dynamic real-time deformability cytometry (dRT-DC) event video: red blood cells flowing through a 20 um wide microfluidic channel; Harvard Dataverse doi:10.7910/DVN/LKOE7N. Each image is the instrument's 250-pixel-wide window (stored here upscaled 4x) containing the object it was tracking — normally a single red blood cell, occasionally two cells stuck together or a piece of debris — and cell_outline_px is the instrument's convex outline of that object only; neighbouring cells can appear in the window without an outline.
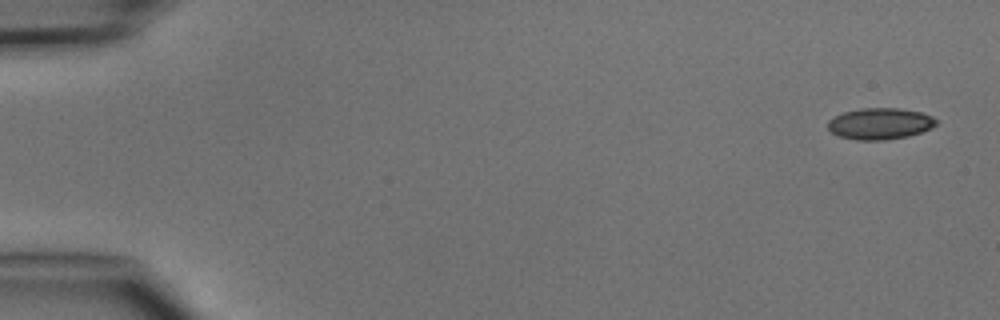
{"species": "common noctule bat (a hibernating species)", "species_latin": "Nyctalus noctula", "temperature_condition": "cold", "stored_images_in_passage": 4, "camera_frame_rate_fps": 3000, "um_per_image_px": 0.085, "animal": {"sex": "male", "body_mass_g": 15.6}, "frame": {"image": 1, "passage_image": 1, "time_ms": 0.0, "image_size_px": [1000, 320], "cell_outline_px": [[936, 124], [932, 128], [908, 136], [884, 140], [856, 140], [840, 136], [832, 132], [828, 128], [828, 120], [832, 116], [844, 112], [860, 108], [900, 108], [920, 112], [932, 116], [936, 120]], "centroid_in_image_um": [74.78, 10.5], "position_along_channel_um": 10.2, "area_um2": 19.83}}